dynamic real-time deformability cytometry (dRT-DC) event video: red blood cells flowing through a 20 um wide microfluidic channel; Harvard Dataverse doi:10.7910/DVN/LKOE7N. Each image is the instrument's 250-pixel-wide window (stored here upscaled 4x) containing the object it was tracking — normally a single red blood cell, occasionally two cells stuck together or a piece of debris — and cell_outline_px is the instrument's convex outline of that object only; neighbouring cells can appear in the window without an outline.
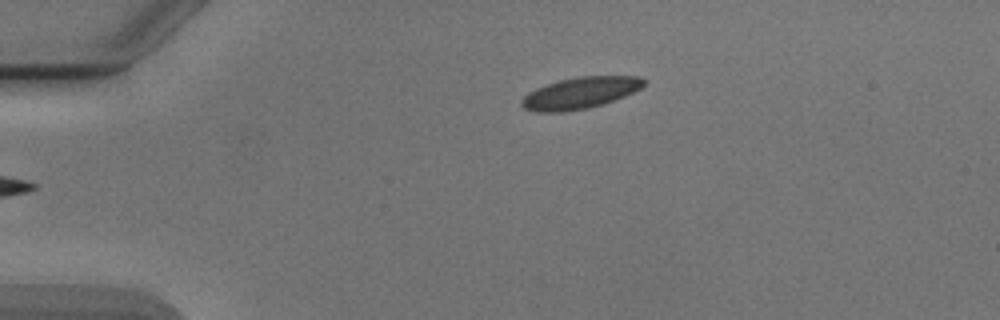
{"species": "Egyptian fruit bat (a non-hibernating species)", "species_latin": "Rousettus aegyptiacus", "temperature_condition": "cold", "stored_images_in_passage": 6, "camera_frame_rate_fps": 3000, "um_per_image_px": 0.085, "animal": {"sex": "male"}, "frame": {"image": 1, "passage_image": 6, "time_ms": 6.0, "image_size_px": [1000, 320], "cell_outline_px": [[644, 84], [640, 88], [624, 96], [604, 104], [588, 108], [564, 112], [536, 112], [524, 108], [520, 104], [520, 100], [528, 92], [536, 88], [560, 80], [580, 76], [640, 76], [644, 80]], "centroid_in_image_um": [49.28, 7.91], "position_along_channel_um": 35.7, "area_um2": 22.37}}